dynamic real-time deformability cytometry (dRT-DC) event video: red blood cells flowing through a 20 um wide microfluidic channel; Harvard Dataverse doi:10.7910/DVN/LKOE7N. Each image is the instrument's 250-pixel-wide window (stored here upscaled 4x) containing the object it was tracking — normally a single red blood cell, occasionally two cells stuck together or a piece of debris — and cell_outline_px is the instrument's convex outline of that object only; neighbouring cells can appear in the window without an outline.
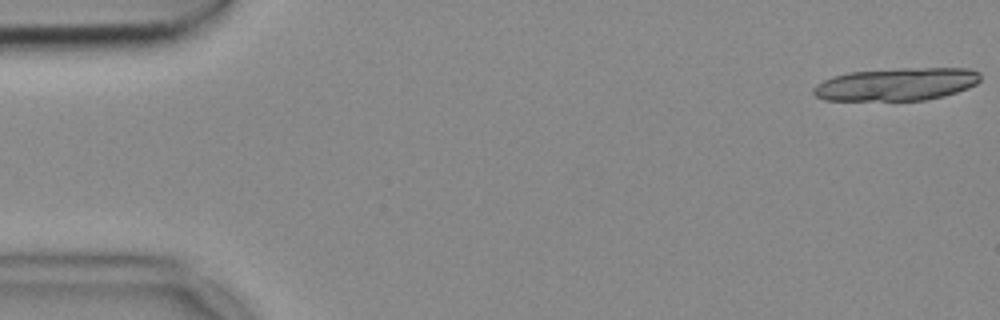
{"species": "common noctule bat (a hibernating species)", "species_latin": "Nyctalus noctula", "temperature_condition": "cold", "stored_images_in_passage": 19, "camera_frame_rate_fps": 3000, "um_per_image_px": 0.085, "animal": {"sex": "female", "body_mass_g": 18.4}, "frame": {"image": 1, "passage_image": 1, "time_ms": 0.0, "image_size_px": [1000, 320], "cell_outline_px": [[980, 80], [976, 84], [968, 88], [944, 96], [924, 100], [824, 100], [816, 96], [812, 92], [812, 88], [816, 84], [832, 76], [848, 72], [900, 68], [968, 68], [980, 72]], "centroid_in_image_um": [76.2, 7.15], "position_along_channel_um": 8.8, "area_um2": 32.02}}